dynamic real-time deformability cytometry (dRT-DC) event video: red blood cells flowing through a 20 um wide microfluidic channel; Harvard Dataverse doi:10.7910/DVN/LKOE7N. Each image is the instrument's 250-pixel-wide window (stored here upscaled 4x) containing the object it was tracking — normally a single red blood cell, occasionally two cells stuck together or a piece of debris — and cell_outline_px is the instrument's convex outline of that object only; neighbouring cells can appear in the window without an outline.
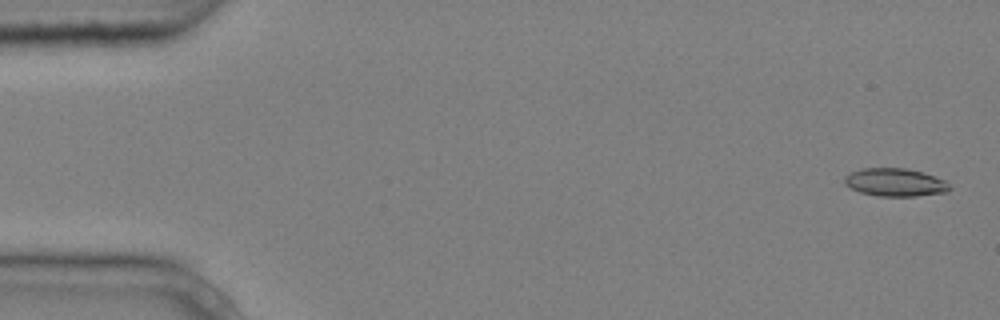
{"species": "common noctule bat (a hibernating species)", "species_latin": "Nyctalus noctula", "temperature_condition": "cold", "stored_images_in_passage": 5, "camera_frame_rate_fps": 3000, "um_per_image_px": 0.085, "animal": {"sex": "male", "body_mass_g": 20.4}, "frame": {"image": 1, "passage_image": 1, "time_ms": 0.0, "image_size_px": [1000, 320], "cell_outline_px": [[952, 188], [948, 192], [916, 196], [876, 196], [860, 192], [844, 184], [844, 176], [852, 172], [864, 168], [904, 168], [924, 172], [944, 180]], "centroid_in_image_um": [76.1, 15.5], "position_along_channel_um": 8.9, "area_um2": 17.17}}
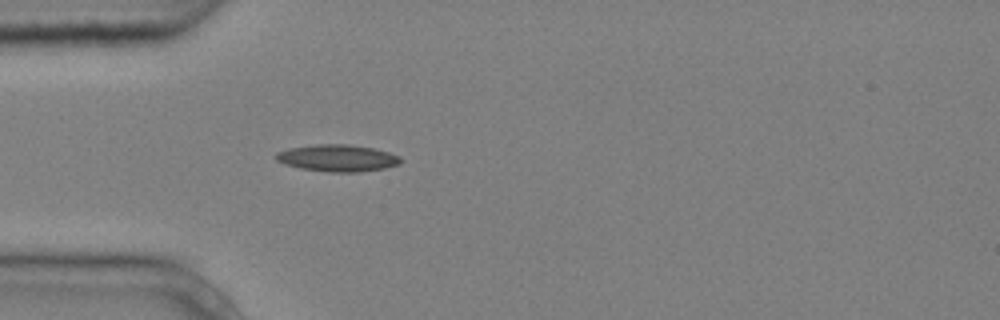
{"frame": {"image": 2, "passage_image": 5, "time_ms": 1.333, "image_size_px": [1000, 320], "cell_outline_px": [[404, 160], [400, 164], [384, 168], [360, 172], [328, 172], [300, 168], [284, 164], [276, 160], [276, 152], [288, 148], [316, 144], [348, 144], [376, 148], [400, 156]], "centroid_in_image_um": [28.71, 13.43], "position_along_channel_um": 56.3, "area_um2": 19.77}}